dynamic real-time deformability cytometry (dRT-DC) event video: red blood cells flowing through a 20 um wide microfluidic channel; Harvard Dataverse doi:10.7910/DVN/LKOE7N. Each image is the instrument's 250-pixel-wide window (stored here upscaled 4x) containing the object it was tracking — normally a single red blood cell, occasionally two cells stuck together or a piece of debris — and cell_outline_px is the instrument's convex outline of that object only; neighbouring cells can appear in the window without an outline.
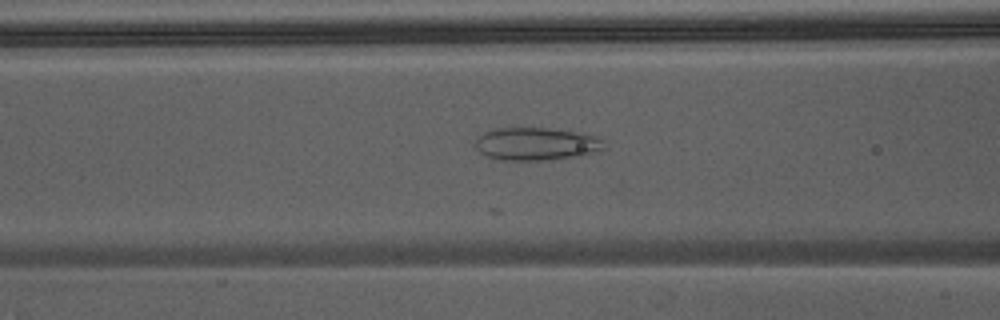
{"species": "Egyptian fruit bat (a non-hibernating species)", "species_latin": "Rousettus aegyptiacus", "temperature_condition": "warm", "stored_images_in_passage": 23, "camera_frame_rate_fps": 3000, "um_per_image_px": 0.085, "animal": {"sex": "male"}, "frame": {"image": 1, "passage_image": 4, "time_ms": 1.0, "image_size_px": [1000, 320], "cell_outline_px": [[604, 148], [596, 152], [584, 156], [544, 160], [500, 160], [488, 156], [480, 152], [472, 144], [476, 136], [484, 132], [496, 128], [548, 128], [596, 136], [600, 140]], "centroid_in_image_um": [45.5, 12.24], "position_along_channel_um": 121.1, "area_um2": 24.62}}
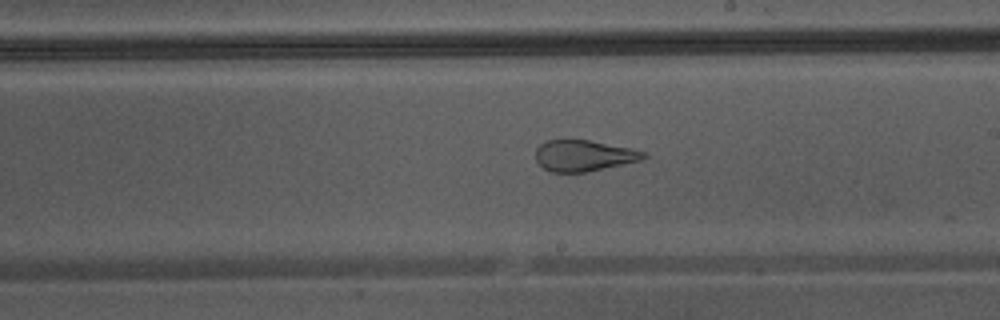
{"frame": {"image": 2, "passage_image": 12, "time_ms": 3.667, "image_size_px": [1000, 320], "cell_outline_px": [[648, 156], [644, 160], [584, 172], [552, 172], [544, 168], [536, 160], [536, 148], [540, 144], [548, 140], [588, 140], [632, 148], [644, 152]], "centroid_in_image_um": [49.64, 13.23], "position_along_channel_um": 239.4, "area_um2": 19.48}}